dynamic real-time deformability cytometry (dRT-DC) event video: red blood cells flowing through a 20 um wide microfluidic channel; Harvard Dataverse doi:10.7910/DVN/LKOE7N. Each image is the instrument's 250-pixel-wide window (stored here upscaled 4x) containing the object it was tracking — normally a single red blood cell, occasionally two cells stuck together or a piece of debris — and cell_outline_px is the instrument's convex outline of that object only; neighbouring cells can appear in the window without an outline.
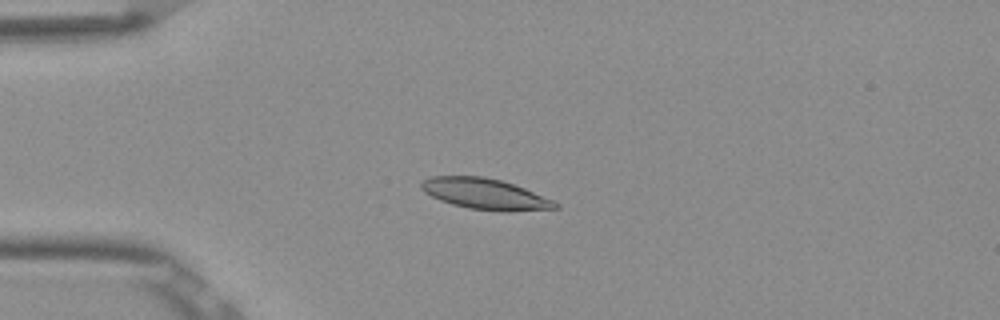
{"species": "Egyptian fruit bat (a non-hibernating species)", "species_latin": "Rousettus aegyptiacus", "temperature_condition": "room temperature", "stored_images_in_passage": 40, "camera_frame_rate_fps": 3000, "um_per_image_px": 0.085, "frame": {"image": 1, "passage_image": 1, "time_ms": 0.0, "image_size_px": [1000, 320], "cell_outline_px": [[560, 208], [508, 212], [504, 212], [468, 208], [452, 204], [440, 200], [424, 192], [420, 188], [420, 184], [424, 180], [432, 176], [484, 176], [500, 180], [524, 188], [552, 200], [560, 204]], "centroid_in_image_um": [41.23, 16.49], "position_along_channel_um": 43.8, "area_um2": 24.04}}
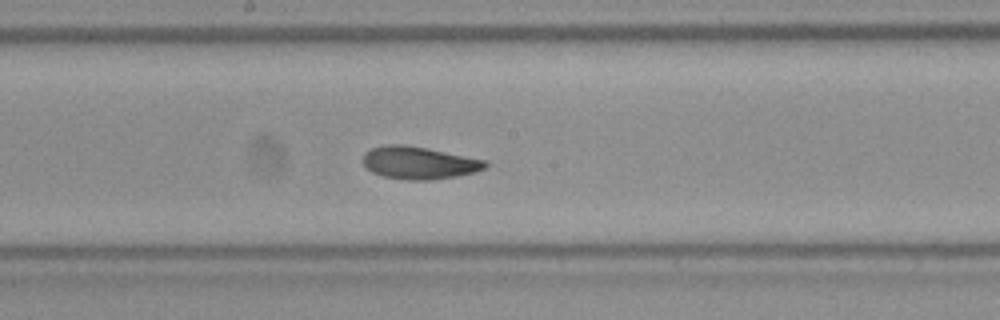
{"frame": {"image": 2, "passage_image": 16, "time_ms": 5.0, "image_size_px": [1000, 320], "cell_outline_px": [[488, 164], [484, 168], [472, 172], [456, 176], [428, 180], [408, 180], [384, 176], [372, 172], [364, 164], [364, 152], [372, 148], [388, 144], [404, 144], [428, 148], [488, 160]], "centroid_in_image_um": [35.63, 13.82], "position_along_channel_um": 212.6, "area_um2": 23.06}}
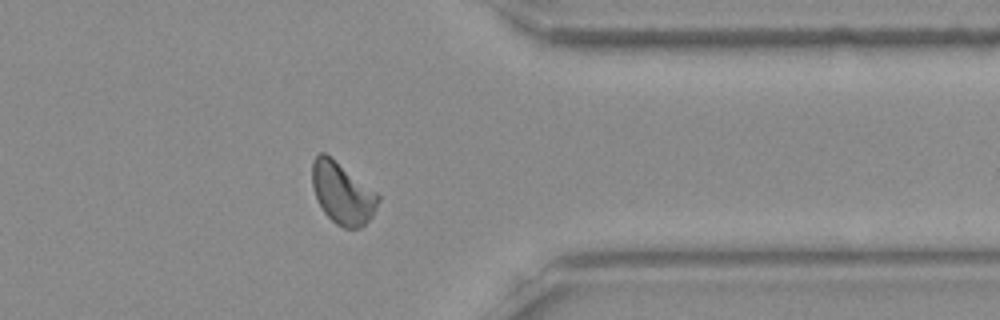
{"frame": {"image": 3, "passage_image": 30, "time_ms": 9.667, "image_size_px": [1000, 320], "cell_outline_px": [[380, 200], [372, 216], [360, 228], [344, 228], [336, 224], [324, 212], [316, 196], [312, 184], [312, 160], [320, 152], [324, 152], [376, 192], [380, 196]], "centroid_in_image_um": [29.1, 16.43], "position_along_channel_um": 382.3, "area_um2": 23.24}, "authors_computed_cell_mechanics": {"area_um2": 23.1489, "velocity_mm_per_s": 3.8433, "shape_relaxation_time_tau1_ms": 2.6128, "shape_relaxation_time_tau2_ms": 1.4671, "deformation_change_tau1": 0.1046, "deformation_change_tau2": 0.051}}